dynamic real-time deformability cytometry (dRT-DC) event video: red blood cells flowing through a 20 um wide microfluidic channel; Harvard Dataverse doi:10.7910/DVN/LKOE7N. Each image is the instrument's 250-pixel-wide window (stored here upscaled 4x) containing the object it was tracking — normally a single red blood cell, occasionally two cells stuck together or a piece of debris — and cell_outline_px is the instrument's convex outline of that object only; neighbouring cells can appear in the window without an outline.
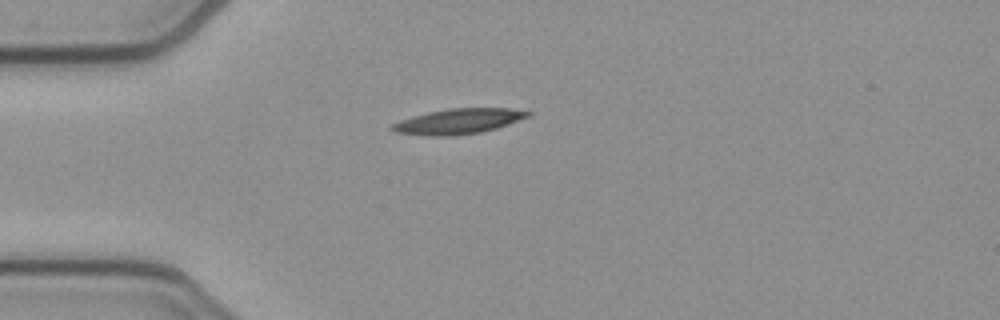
{"species": "common noctule bat (a hibernating species)", "species_latin": "Nyctalus noctula", "temperature_condition": "cold", "stored_images_in_passage": 40, "camera_frame_rate_fps": 3000, "um_per_image_px": 0.085, "animal": {"sex": "female", "body_mass_g": 21.9}, "frame": {"image": 1, "passage_image": 1, "time_ms": 0.0, "image_size_px": [1000, 320], "cell_outline_px": [[532, 116], [496, 128], [480, 132], [448, 136], [432, 136], [396, 132], [388, 128], [392, 124], [400, 120], [412, 116], [428, 112], [448, 108], [508, 108], [532, 112]], "centroid_in_image_um": [38.97, 10.3], "position_along_channel_um": 46.0, "area_um2": 19.94}}
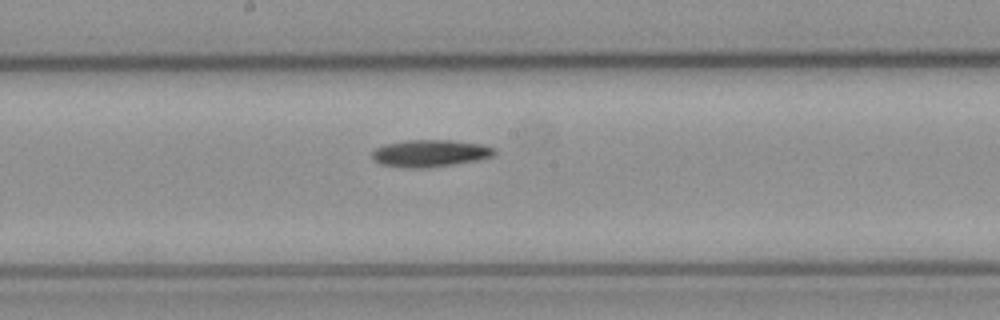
{"frame": {"image": 2, "passage_image": 15, "time_ms": 4.667, "image_size_px": [1000, 320], "cell_outline_px": [[496, 156], [476, 160], [428, 168], [404, 168], [380, 164], [372, 160], [372, 152], [376, 148], [384, 144], [408, 140], [452, 140], [480, 144], [496, 148]], "centroid_in_image_um": [36.55, 13.03], "position_along_channel_um": 211.7, "area_um2": 19.48}}
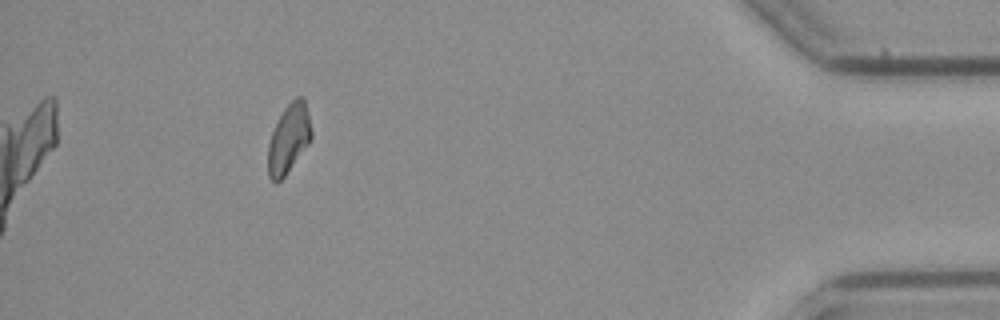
{"frame": {"image": 3, "passage_image": 35, "time_ms": 11.333, "image_size_px": [1000, 320], "cell_outline_px": [[312, 140], [284, 176], [276, 184], [268, 176], [268, 144], [272, 132], [284, 108], [296, 96], [304, 96], [308, 112], [312, 132]], "centroid_in_image_um": [24.56, 11.77], "position_along_channel_um": 410.6, "area_um2": 17.46}}